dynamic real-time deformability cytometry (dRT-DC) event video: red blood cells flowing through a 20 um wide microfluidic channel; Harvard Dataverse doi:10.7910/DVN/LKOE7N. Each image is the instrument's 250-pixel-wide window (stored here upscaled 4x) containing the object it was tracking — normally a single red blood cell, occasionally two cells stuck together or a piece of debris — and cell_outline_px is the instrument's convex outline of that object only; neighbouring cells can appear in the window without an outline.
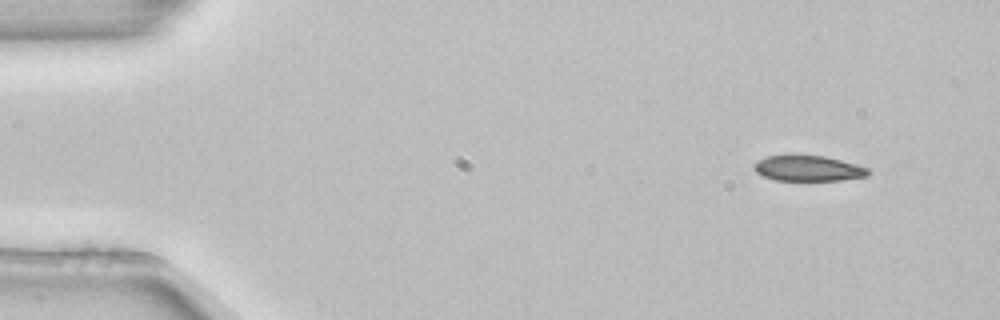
{"species": "common noctule bat (a hibernating species)", "species_latin": "Nyctalus noctula", "temperature_condition": "room temperature", "stored_images_in_passage": 4, "camera_frame_rate_fps": 3000, "um_per_image_px": 0.085, "animal": {"sex": "female", "body_mass_g": 22.7, "forearm_length_mm": 54.2}, "frame": {"image": 1, "passage_image": 1, "time_ms": 0.0, "image_size_px": [1000, 320], "cell_outline_px": [[872, 172], [868, 176], [840, 180], [776, 180], [764, 176], [756, 172], [752, 164], [768, 156], [824, 156], [856, 164], [868, 168]], "centroid_in_image_um": [68.74, 14.32], "position_along_channel_um": 16.3, "area_um2": 16.7}}
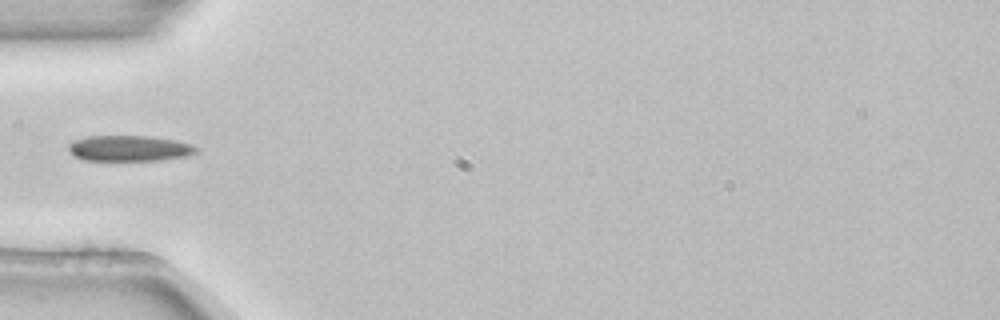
{"frame": {"image": 2, "passage_image": 4, "time_ms": 1.0, "image_size_px": [1000, 320], "cell_outline_px": [[196, 152], [188, 156], [160, 160], [84, 160], [76, 156], [68, 148], [68, 144], [76, 140], [88, 136], [148, 136], [172, 140], [192, 144], [196, 148]], "centroid_in_image_um": [11.0, 12.61], "position_along_channel_um": 74.0, "area_um2": 18.84}}